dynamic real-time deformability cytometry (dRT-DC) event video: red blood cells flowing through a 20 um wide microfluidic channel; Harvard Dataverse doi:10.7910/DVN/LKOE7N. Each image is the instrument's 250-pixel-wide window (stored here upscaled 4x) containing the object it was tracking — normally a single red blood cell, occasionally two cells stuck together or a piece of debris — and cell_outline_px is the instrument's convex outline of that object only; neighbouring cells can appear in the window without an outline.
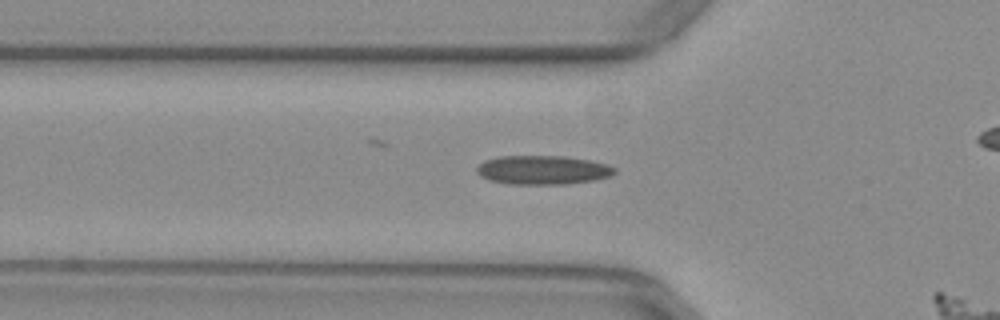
{"species": "common noctule bat (a hibernating species)", "species_latin": "Nyctalus noctula", "temperature_condition": "warm", "stored_images_in_passage": 16, "camera_frame_rate_fps": 3000, "um_per_image_px": 0.085, "animal": {"sex": "female", "body_mass_g": 29.2, "forearm_length_mm": 56.3}, "frame": {"image": 1, "passage_image": 14, "time_ms": 4.333, "image_size_px": [1000, 320], "cell_outline_px": [[616, 172], [612, 176], [592, 180], [564, 184], [508, 184], [488, 180], [480, 176], [476, 172], [476, 168], [484, 160], [500, 156], [560, 156], [588, 160], [608, 164], [616, 168]], "centroid_in_image_um": [46.11, 14.45], "position_along_channel_um": 79.7, "area_um2": 23.29}}